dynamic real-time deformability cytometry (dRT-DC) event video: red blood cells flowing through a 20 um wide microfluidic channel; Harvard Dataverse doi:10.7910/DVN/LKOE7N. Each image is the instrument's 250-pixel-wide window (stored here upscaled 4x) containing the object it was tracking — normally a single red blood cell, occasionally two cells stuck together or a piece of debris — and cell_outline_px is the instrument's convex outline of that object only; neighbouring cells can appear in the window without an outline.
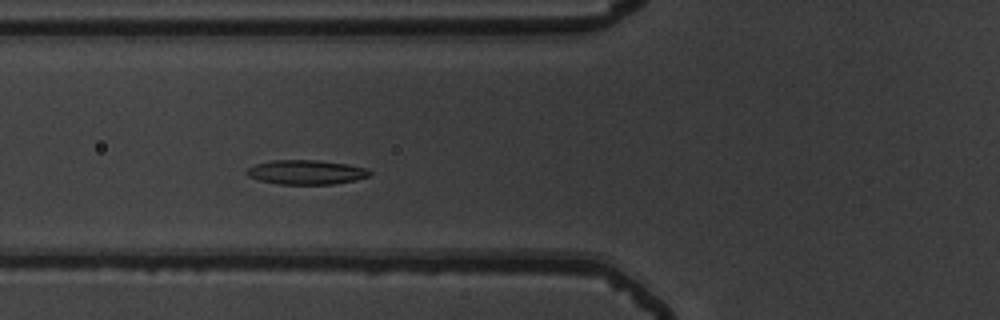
{"species": "common noctule bat (a hibernating species)", "species_latin": "Nyctalus noctula", "temperature_condition": "warm", "stored_images_in_passage": 42, "segment_of_instrument_passage": [1, 2], "camera_frame_rate_fps": 3000, "um_per_image_px": 0.085, "animal": {"sex": "male", "body_mass_g": 19.5, "forearm_length_mm": 54.6}, "frame": {"image": 1, "passage_image": 7, "time_ms": 2.0, "image_size_px": [1000, 320], "cell_outline_px": [[372, 172], [368, 176], [356, 180], [332, 184], [276, 184], [260, 180], [248, 176], [244, 172], [248, 168], [256, 164], [272, 160], [320, 160], [348, 164], [368, 168]], "centroid_in_image_um": [26.03, 14.63], "position_along_channel_um": 99.8, "area_um2": 17.57}}
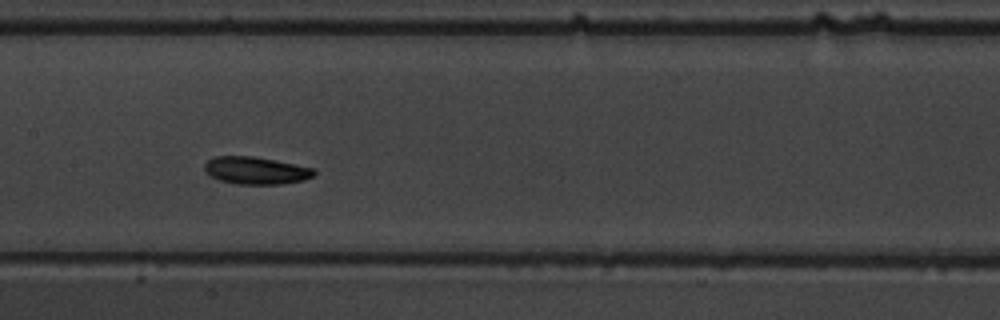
{"frame": {"image": 2, "passage_image": 14, "time_ms": 4.333, "image_size_px": [1000, 320], "cell_outline_px": [[316, 172], [312, 176], [304, 180], [280, 184], [236, 184], [220, 180], [208, 176], [204, 172], [204, 164], [212, 156], [252, 156], [312, 168]], "centroid_in_image_um": [21.66, 14.5], "position_along_channel_um": 185.7, "area_um2": 17.4}}
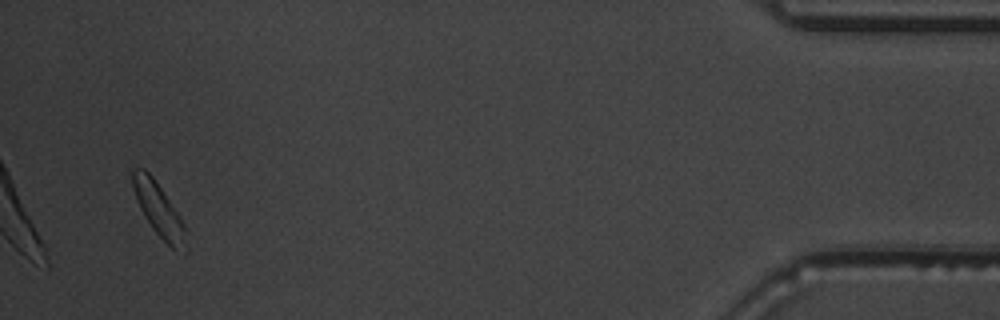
{"frame": {"image": 3, "passage_image": 39, "time_ms": 12.667, "image_size_px": [1000, 320], "cell_outline_px": [[188, 252], [184, 256], [176, 252], [152, 228], [144, 216], [136, 200], [132, 188], [132, 168], [144, 168], [152, 176], [180, 216], [184, 224]], "centroid_in_image_um": [13.52, 17.9], "position_along_channel_um": 421.7, "area_um2": 16.7}}